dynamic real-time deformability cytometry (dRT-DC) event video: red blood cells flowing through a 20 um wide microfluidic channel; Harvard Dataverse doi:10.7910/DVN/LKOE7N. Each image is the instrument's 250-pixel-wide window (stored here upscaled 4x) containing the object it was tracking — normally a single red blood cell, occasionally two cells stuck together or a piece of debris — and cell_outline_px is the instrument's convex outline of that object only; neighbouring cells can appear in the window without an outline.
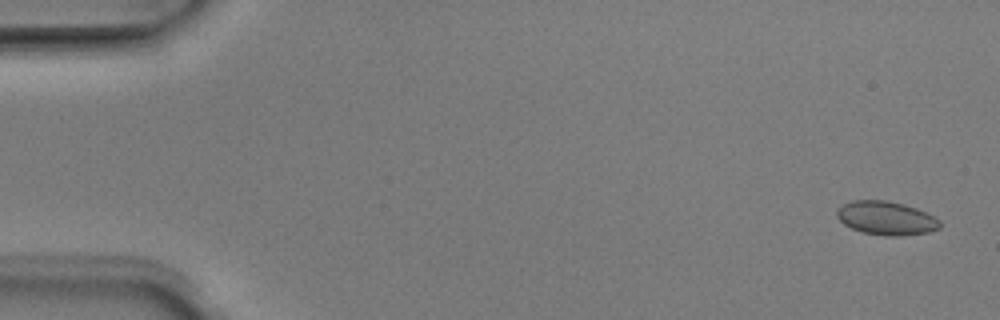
{"species": "Egyptian fruit bat (a non-hibernating species)", "species_latin": "Rousettus aegyptiacus", "temperature_condition": "room temperature", "stored_images_in_passage": 6, "camera_frame_rate_fps": 3000, "um_per_image_px": 0.085, "animal": {"sex": "male"}, "frame": {"image": 1, "passage_image": 1, "time_ms": 0.0, "image_size_px": [1000, 320], "cell_outline_px": [[940, 228], [928, 232], [904, 236], [888, 236], [864, 232], [852, 228], [844, 224], [836, 216], [836, 208], [852, 200], [884, 200], [904, 204], [916, 208], [940, 220]], "centroid_in_image_um": [75.31, 18.54], "position_along_channel_um": 9.7, "area_um2": 20.11}}
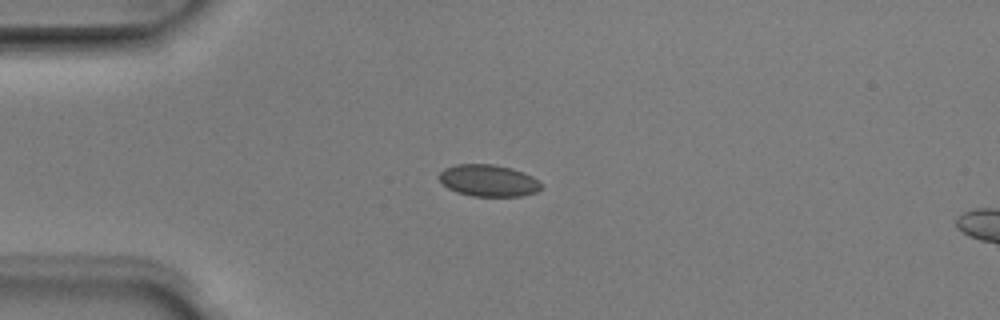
{"frame": {"image": 2, "passage_image": 4, "time_ms": 1.0, "image_size_px": [1000, 320], "cell_outline_px": [[544, 188], [536, 192], [520, 196], [472, 196], [456, 192], [448, 188], [436, 176], [444, 168], [456, 164], [492, 164], [512, 168], [524, 172], [532, 176], [544, 184]], "centroid_in_image_um": [41.54, 15.34], "position_along_channel_um": 43.5, "area_um2": 19.19}}
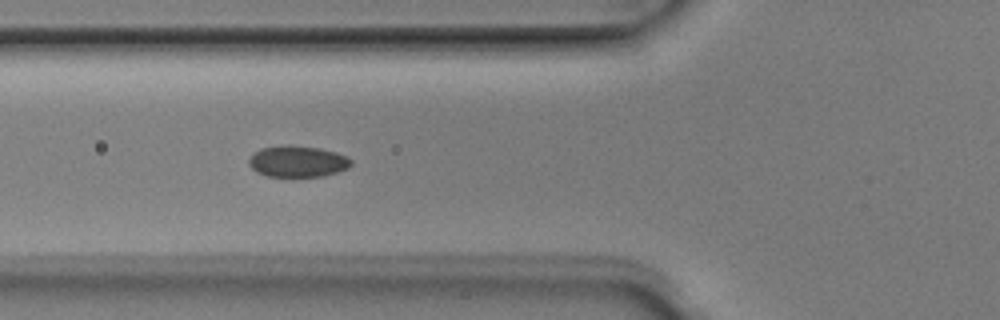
{"frame": {"image": 3, "passage_image": 6, "time_ms": 1.667, "image_size_px": [1000, 320], "cell_outline_px": [[352, 164], [348, 168], [324, 176], [268, 176], [256, 172], [248, 164], [248, 160], [252, 152], [260, 148], [288, 144], [320, 148], [336, 152], [348, 156], [352, 160]], "centroid_in_image_um": [25.28, 13.7], "position_along_channel_um": 100.5, "area_um2": 18.9}}